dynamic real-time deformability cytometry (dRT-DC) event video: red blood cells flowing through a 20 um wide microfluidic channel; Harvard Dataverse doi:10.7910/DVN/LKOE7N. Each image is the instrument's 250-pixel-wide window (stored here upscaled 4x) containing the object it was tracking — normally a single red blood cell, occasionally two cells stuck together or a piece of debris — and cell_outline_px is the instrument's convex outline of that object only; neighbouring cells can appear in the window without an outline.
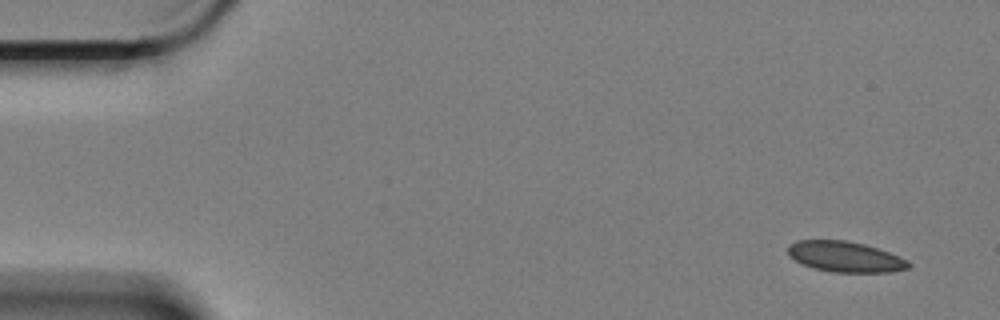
{"species": "Egyptian fruit bat (a non-hibernating species)", "species_latin": "Rousettus aegyptiacus", "temperature_condition": "cold", "stored_images_in_passage": 5, "camera_frame_rate_fps": 3000, "um_per_image_px": 0.085, "animal": {"sex": "female"}, "frame": {"image": 1, "passage_image": 1, "time_ms": 0.0, "image_size_px": [1000, 320], "cell_outline_px": [[912, 264], [908, 268], [888, 272], [832, 272], [812, 268], [788, 256], [788, 244], [796, 240], [844, 240], [864, 244], [888, 252]], "centroid_in_image_um": [71.77, 21.82], "position_along_channel_um": 13.2, "area_um2": 21.27}}
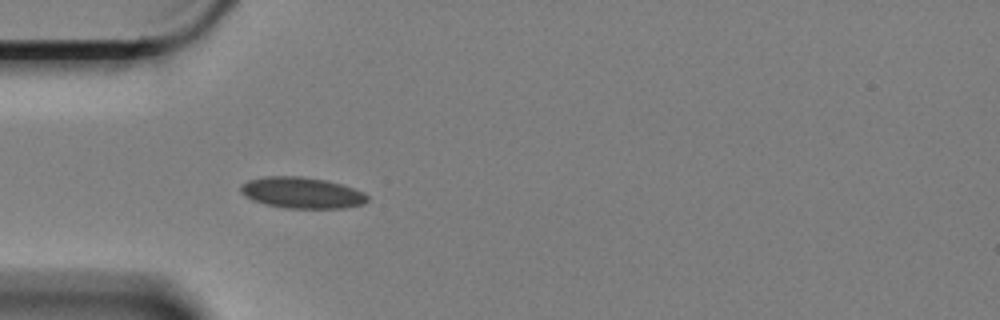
{"frame": {"image": 2, "passage_image": 5, "time_ms": 1.333, "image_size_px": [1000, 320], "cell_outline_px": [[368, 200], [364, 204], [344, 208], [284, 208], [264, 204], [252, 200], [244, 196], [240, 192], [240, 188], [248, 180], [264, 176], [300, 176], [324, 180], [340, 184], [364, 192], [368, 196]], "centroid_in_image_um": [25.64, 16.39], "position_along_channel_um": 59.4, "area_um2": 23.0}}